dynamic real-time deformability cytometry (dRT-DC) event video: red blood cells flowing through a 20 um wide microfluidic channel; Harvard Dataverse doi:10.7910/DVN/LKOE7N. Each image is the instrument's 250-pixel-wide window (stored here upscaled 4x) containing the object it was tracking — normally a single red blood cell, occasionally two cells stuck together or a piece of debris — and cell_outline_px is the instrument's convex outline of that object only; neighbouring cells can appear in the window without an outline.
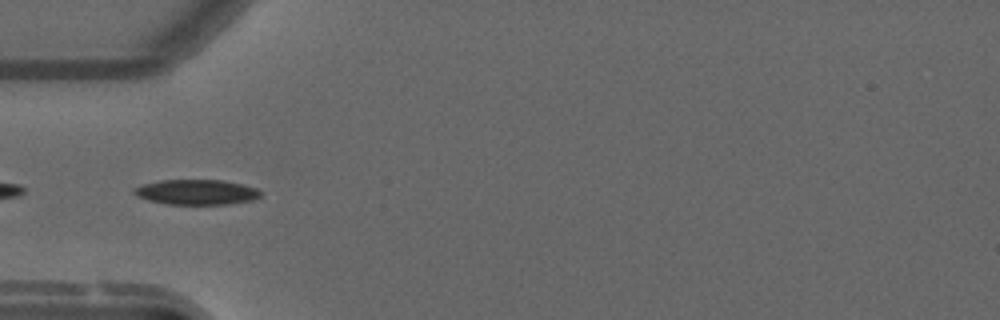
{"species": "common noctule bat (a hibernating species)", "species_latin": "Nyctalus noctula", "temperature_condition": "warm", "stored_images_in_passage": 53, "segment_of_instrument_passage": [2, 2], "camera_frame_rate_fps": 3000, "um_per_image_px": 0.085, "animal": {"sex": "male", "forearm_length_mm": 52.5}, "frame": {"image": 1, "passage_image": 18, "time_ms": 5.667, "image_size_px": [1000, 320], "cell_outline_px": [[264, 192], [260, 196], [252, 200], [228, 204], [168, 204], [148, 200], [136, 196], [132, 192], [132, 188], [144, 184], [160, 180], [224, 180], [256, 188]], "centroid_in_image_um": [16.69, 16.33], "position_along_channel_um": 68.3, "area_um2": 18.55}}
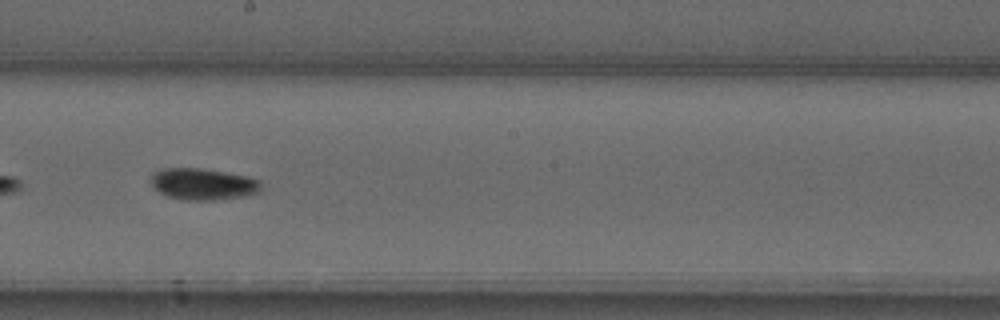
{"frame": {"image": 2, "passage_image": 31, "time_ms": 10.0, "image_size_px": [1000, 320], "cell_outline_px": [[260, 192], [244, 196], [216, 200], [180, 200], [168, 196], [160, 192], [152, 184], [152, 172], [164, 168], [200, 168], [248, 176], [260, 180]], "centroid_in_image_um": [17.27, 15.65], "position_along_channel_um": 230.9, "area_um2": 20.23}}
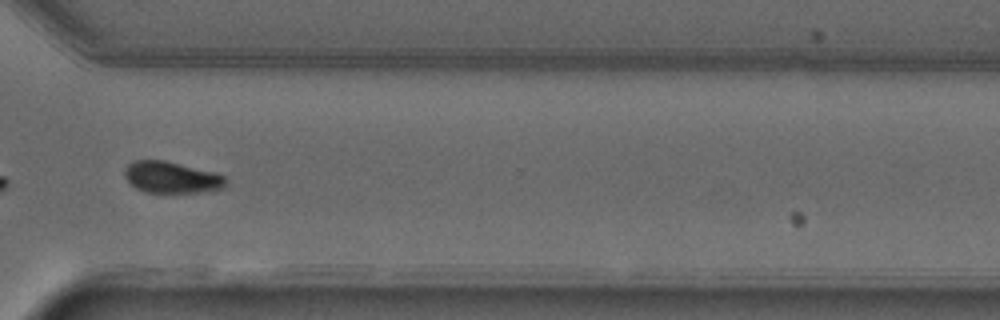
{"frame": {"image": 3, "passage_image": 41, "time_ms": 13.333, "image_size_px": [1000, 320], "cell_outline_px": [[228, 180], [224, 188], [204, 192], [144, 192], [136, 188], [124, 176], [124, 168], [128, 164], [136, 160], [164, 160], [216, 172], [224, 176]], "centroid_in_image_um": [14.61, 15.07], "position_along_channel_um": 356.0, "area_um2": 18.67}}